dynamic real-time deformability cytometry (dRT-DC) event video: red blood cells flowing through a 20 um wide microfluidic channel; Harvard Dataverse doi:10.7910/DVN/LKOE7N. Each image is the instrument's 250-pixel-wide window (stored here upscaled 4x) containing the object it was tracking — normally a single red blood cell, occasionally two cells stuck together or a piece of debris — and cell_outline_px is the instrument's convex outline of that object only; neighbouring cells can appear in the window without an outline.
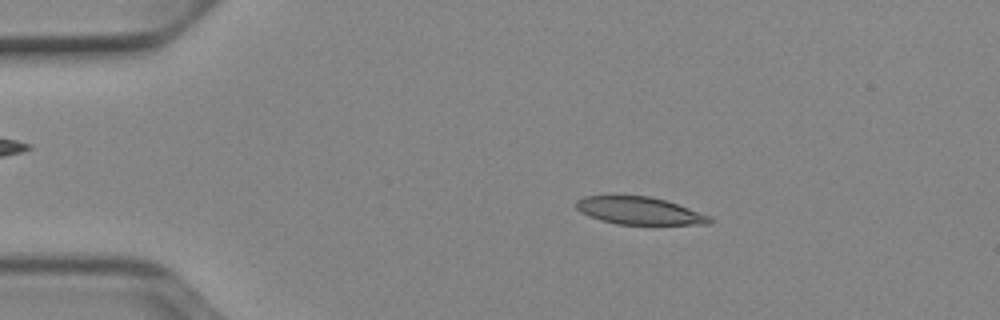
{"species": "Egyptian fruit bat (a non-hibernating species)", "species_latin": "Rousettus aegyptiacus", "temperature_condition": "cold", "stored_images_in_passage": 51, "camera_frame_rate_fps": 3000, "um_per_image_px": 0.085, "animal": {"sex": "female"}, "frame": {"image": 1, "passage_image": 9, "time_ms": 2.667, "image_size_px": [1000, 320], "cell_outline_px": [[712, 220], [708, 224], [616, 224], [600, 220], [588, 216], [580, 212], [576, 208], [576, 200], [584, 196], [648, 196], [664, 200], [712, 216]], "centroid_in_image_um": [54.31, 17.92], "position_along_channel_um": 30.7, "area_um2": 21.21}}
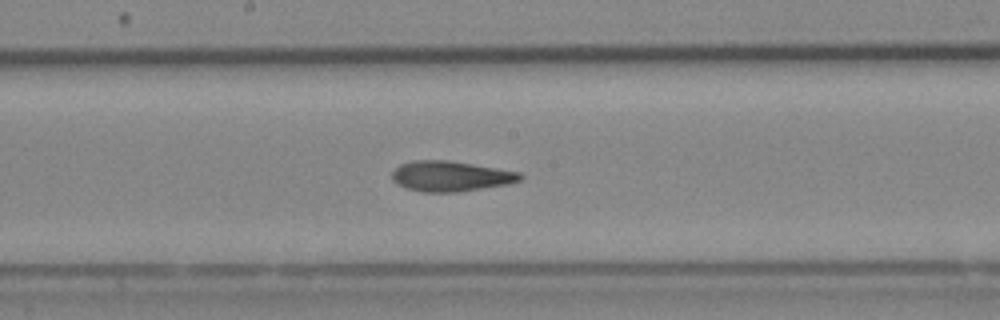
{"frame": {"image": 2, "passage_image": 27, "time_ms": 8.667, "image_size_px": [1000, 320], "cell_outline_px": [[524, 176], [520, 180], [508, 184], [456, 192], [424, 192], [408, 188], [392, 180], [392, 172], [400, 164], [412, 160], [448, 160], [520, 172]], "centroid_in_image_um": [38.3, 14.97], "position_along_channel_um": 209.9, "area_um2": 22.43}}
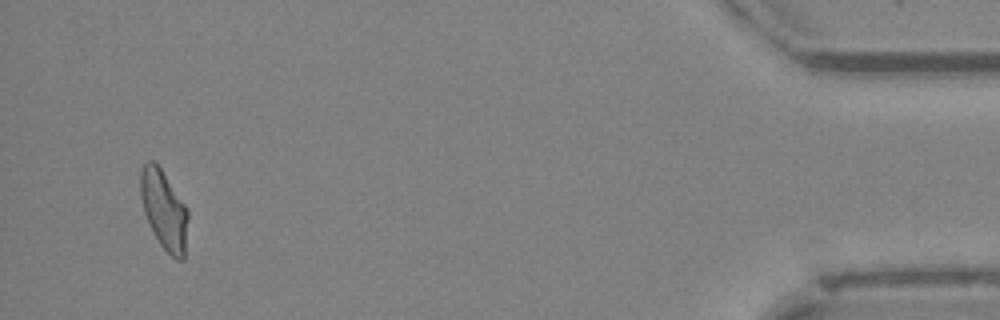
{"frame": {"image": 3, "passage_image": 49, "time_ms": 16.0, "image_size_px": [1000, 320], "cell_outline_px": [[188, 216], [184, 260], [176, 260], [160, 244], [144, 212], [140, 196], [140, 172], [144, 164], [148, 160], [152, 160], [160, 168], [188, 208]], "centroid_in_image_um": [13.95, 17.83], "position_along_channel_um": 421.3, "area_um2": 21.62}, "authors_computed_cell_mechanics": {"area_um2": 22.253, "velocity_mm_per_s": 3.9115, "shape_relaxation_time_tau1_ms": null, "shape_relaxation_time_tau2_ms": 3.163, "deformation_change_tau1": null, "deformation_change_tau2": 0.1057}}